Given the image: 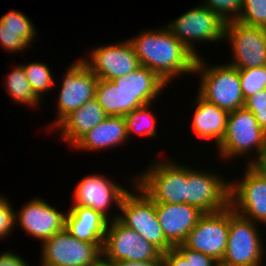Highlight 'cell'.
<instances>
[{"instance_id":"26","label":"cell","mask_w":266,"mask_h":266,"mask_svg":"<svg viewBox=\"0 0 266 266\" xmlns=\"http://www.w3.org/2000/svg\"><path fill=\"white\" fill-rule=\"evenodd\" d=\"M149 108L150 104L144 105L124 116L128 138L134 132L143 137H157L155 129L157 119Z\"/></svg>"},{"instance_id":"10","label":"cell","mask_w":266,"mask_h":266,"mask_svg":"<svg viewBox=\"0 0 266 266\" xmlns=\"http://www.w3.org/2000/svg\"><path fill=\"white\" fill-rule=\"evenodd\" d=\"M186 167L185 203L203 213L224 210L230 206V182L221 175Z\"/></svg>"},{"instance_id":"28","label":"cell","mask_w":266,"mask_h":266,"mask_svg":"<svg viewBox=\"0 0 266 266\" xmlns=\"http://www.w3.org/2000/svg\"><path fill=\"white\" fill-rule=\"evenodd\" d=\"M35 25L23 13L16 10H11L4 14L0 19V30L23 31V40L31 45L37 33Z\"/></svg>"},{"instance_id":"15","label":"cell","mask_w":266,"mask_h":266,"mask_svg":"<svg viewBox=\"0 0 266 266\" xmlns=\"http://www.w3.org/2000/svg\"><path fill=\"white\" fill-rule=\"evenodd\" d=\"M89 60L82 58L98 79L113 80L126 76L140 66L132 44L128 41L93 48Z\"/></svg>"},{"instance_id":"36","label":"cell","mask_w":266,"mask_h":266,"mask_svg":"<svg viewBox=\"0 0 266 266\" xmlns=\"http://www.w3.org/2000/svg\"><path fill=\"white\" fill-rule=\"evenodd\" d=\"M162 258L163 266H190V264L175 248H171L163 253Z\"/></svg>"},{"instance_id":"9","label":"cell","mask_w":266,"mask_h":266,"mask_svg":"<svg viewBox=\"0 0 266 266\" xmlns=\"http://www.w3.org/2000/svg\"><path fill=\"white\" fill-rule=\"evenodd\" d=\"M161 256L162 253L135 230L123 225L118 219L109 221L102 248L105 261L142 262L158 260Z\"/></svg>"},{"instance_id":"22","label":"cell","mask_w":266,"mask_h":266,"mask_svg":"<svg viewBox=\"0 0 266 266\" xmlns=\"http://www.w3.org/2000/svg\"><path fill=\"white\" fill-rule=\"evenodd\" d=\"M107 115L95 100L86 102L80 108L68 114L54 129L62 132L64 142L73 147L86 133L101 123Z\"/></svg>"},{"instance_id":"38","label":"cell","mask_w":266,"mask_h":266,"mask_svg":"<svg viewBox=\"0 0 266 266\" xmlns=\"http://www.w3.org/2000/svg\"><path fill=\"white\" fill-rule=\"evenodd\" d=\"M260 175L266 177V141L257 158L250 164Z\"/></svg>"},{"instance_id":"20","label":"cell","mask_w":266,"mask_h":266,"mask_svg":"<svg viewBox=\"0 0 266 266\" xmlns=\"http://www.w3.org/2000/svg\"><path fill=\"white\" fill-rule=\"evenodd\" d=\"M124 116H107L86 133L74 146L76 150L99 151L122 145L128 140Z\"/></svg>"},{"instance_id":"2","label":"cell","mask_w":266,"mask_h":266,"mask_svg":"<svg viewBox=\"0 0 266 266\" xmlns=\"http://www.w3.org/2000/svg\"><path fill=\"white\" fill-rule=\"evenodd\" d=\"M201 57L196 58L194 73L200 76L198 94L210 103L228 112L245 106L239 79V69L230 65L207 66Z\"/></svg>"},{"instance_id":"8","label":"cell","mask_w":266,"mask_h":266,"mask_svg":"<svg viewBox=\"0 0 266 266\" xmlns=\"http://www.w3.org/2000/svg\"><path fill=\"white\" fill-rule=\"evenodd\" d=\"M41 244L40 266H94L102 258L103 243L78 240L66 229Z\"/></svg>"},{"instance_id":"4","label":"cell","mask_w":266,"mask_h":266,"mask_svg":"<svg viewBox=\"0 0 266 266\" xmlns=\"http://www.w3.org/2000/svg\"><path fill=\"white\" fill-rule=\"evenodd\" d=\"M265 141L266 132L258 125L254 114L244 106L229 112L224 137L216 147L220 157L228 160L236 156H249L255 150V158L251 156L248 159L251 161L246 164L250 165L264 147Z\"/></svg>"},{"instance_id":"13","label":"cell","mask_w":266,"mask_h":266,"mask_svg":"<svg viewBox=\"0 0 266 266\" xmlns=\"http://www.w3.org/2000/svg\"><path fill=\"white\" fill-rule=\"evenodd\" d=\"M229 234V206L224 210L204 213L189 232L183 245L221 261Z\"/></svg>"},{"instance_id":"5","label":"cell","mask_w":266,"mask_h":266,"mask_svg":"<svg viewBox=\"0 0 266 266\" xmlns=\"http://www.w3.org/2000/svg\"><path fill=\"white\" fill-rule=\"evenodd\" d=\"M157 160L148 170L136 175V184L155 202L185 203L186 166Z\"/></svg>"},{"instance_id":"33","label":"cell","mask_w":266,"mask_h":266,"mask_svg":"<svg viewBox=\"0 0 266 266\" xmlns=\"http://www.w3.org/2000/svg\"><path fill=\"white\" fill-rule=\"evenodd\" d=\"M0 45L7 51H24L29 45L23 40V31L0 30Z\"/></svg>"},{"instance_id":"3","label":"cell","mask_w":266,"mask_h":266,"mask_svg":"<svg viewBox=\"0 0 266 266\" xmlns=\"http://www.w3.org/2000/svg\"><path fill=\"white\" fill-rule=\"evenodd\" d=\"M134 177L132 192L128 191L121 202L118 219L123 225L135 230L162 254L173 248L165 239L155 209V202L136 184Z\"/></svg>"},{"instance_id":"25","label":"cell","mask_w":266,"mask_h":266,"mask_svg":"<svg viewBox=\"0 0 266 266\" xmlns=\"http://www.w3.org/2000/svg\"><path fill=\"white\" fill-rule=\"evenodd\" d=\"M6 76V90L14 102L28 105L31 108L39 105L41 99L33 92L21 64L14 66Z\"/></svg>"},{"instance_id":"35","label":"cell","mask_w":266,"mask_h":266,"mask_svg":"<svg viewBox=\"0 0 266 266\" xmlns=\"http://www.w3.org/2000/svg\"><path fill=\"white\" fill-rule=\"evenodd\" d=\"M190 264V266H215L217 262L212 257L186 248L183 244L174 247Z\"/></svg>"},{"instance_id":"18","label":"cell","mask_w":266,"mask_h":266,"mask_svg":"<svg viewBox=\"0 0 266 266\" xmlns=\"http://www.w3.org/2000/svg\"><path fill=\"white\" fill-rule=\"evenodd\" d=\"M155 209L165 239L173 248L184 243L189 232L204 214L186 203H155Z\"/></svg>"},{"instance_id":"7","label":"cell","mask_w":266,"mask_h":266,"mask_svg":"<svg viewBox=\"0 0 266 266\" xmlns=\"http://www.w3.org/2000/svg\"><path fill=\"white\" fill-rule=\"evenodd\" d=\"M226 23L202 3L165 26L196 58L194 42L224 41Z\"/></svg>"},{"instance_id":"42","label":"cell","mask_w":266,"mask_h":266,"mask_svg":"<svg viewBox=\"0 0 266 266\" xmlns=\"http://www.w3.org/2000/svg\"><path fill=\"white\" fill-rule=\"evenodd\" d=\"M6 200L5 197H2L1 194H0V205Z\"/></svg>"},{"instance_id":"12","label":"cell","mask_w":266,"mask_h":266,"mask_svg":"<svg viewBox=\"0 0 266 266\" xmlns=\"http://www.w3.org/2000/svg\"><path fill=\"white\" fill-rule=\"evenodd\" d=\"M58 95L57 120L50 129H54L68 114L80 108L86 102L95 99L98 77L87 67L81 59L75 61L63 76Z\"/></svg>"},{"instance_id":"11","label":"cell","mask_w":266,"mask_h":266,"mask_svg":"<svg viewBox=\"0 0 266 266\" xmlns=\"http://www.w3.org/2000/svg\"><path fill=\"white\" fill-rule=\"evenodd\" d=\"M232 46L233 60L228 64L239 70L266 66V29L238 21L225 25L224 40Z\"/></svg>"},{"instance_id":"24","label":"cell","mask_w":266,"mask_h":266,"mask_svg":"<svg viewBox=\"0 0 266 266\" xmlns=\"http://www.w3.org/2000/svg\"><path fill=\"white\" fill-rule=\"evenodd\" d=\"M95 100L100 104L107 116H125L144 104L136 98L135 93H126L113 81L99 79Z\"/></svg>"},{"instance_id":"1","label":"cell","mask_w":266,"mask_h":266,"mask_svg":"<svg viewBox=\"0 0 266 266\" xmlns=\"http://www.w3.org/2000/svg\"><path fill=\"white\" fill-rule=\"evenodd\" d=\"M128 41L140 65L154 71L166 84L178 75L194 73L196 57L165 25L161 29L142 31Z\"/></svg>"},{"instance_id":"39","label":"cell","mask_w":266,"mask_h":266,"mask_svg":"<svg viewBox=\"0 0 266 266\" xmlns=\"http://www.w3.org/2000/svg\"><path fill=\"white\" fill-rule=\"evenodd\" d=\"M114 264L115 266H163V258L161 256L158 260L142 262L120 260Z\"/></svg>"},{"instance_id":"34","label":"cell","mask_w":266,"mask_h":266,"mask_svg":"<svg viewBox=\"0 0 266 266\" xmlns=\"http://www.w3.org/2000/svg\"><path fill=\"white\" fill-rule=\"evenodd\" d=\"M7 199L0 205V239L11 234L16 227L15 211Z\"/></svg>"},{"instance_id":"31","label":"cell","mask_w":266,"mask_h":266,"mask_svg":"<svg viewBox=\"0 0 266 266\" xmlns=\"http://www.w3.org/2000/svg\"><path fill=\"white\" fill-rule=\"evenodd\" d=\"M243 0H205L203 5L216 13L225 23L237 21Z\"/></svg>"},{"instance_id":"19","label":"cell","mask_w":266,"mask_h":266,"mask_svg":"<svg viewBox=\"0 0 266 266\" xmlns=\"http://www.w3.org/2000/svg\"><path fill=\"white\" fill-rule=\"evenodd\" d=\"M109 220L88 207H71L66 212L65 229L78 240L104 243Z\"/></svg>"},{"instance_id":"27","label":"cell","mask_w":266,"mask_h":266,"mask_svg":"<svg viewBox=\"0 0 266 266\" xmlns=\"http://www.w3.org/2000/svg\"><path fill=\"white\" fill-rule=\"evenodd\" d=\"M22 66L33 92L39 99L42 98L44 92L53 89L56 83H54L53 75L47 64L33 62L22 64Z\"/></svg>"},{"instance_id":"16","label":"cell","mask_w":266,"mask_h":266,"mask_svg":"<svg viewBox=\"0 0 266 266\" xmlns=\"http://www.w3.org/2000/svg\"><path fill=\"white\" fill-rule=\"evenodd\" d=\"M128 191L106 175H87L75 187L73 207L92 208L110 221V217L107 216L108 208L113 205L112 203L120 208L122 199Z\"/></svg>"},{"instance_id":"17","label":"cell","mask_w":266,"mask_h":266,"mask_svg":"<svg viewBox=\"0 0 266 266\" xmlns=\"http://www.w3.org/2000/svg\"><path fill=\"white\" fill-rule=\"evenodd\" d=\"M27 203L15 212V221L26 234L43 242L65 229L66 213L59 212L41 197Z\"/></svg>"},{"instance_id":"6","label":"cell","mask_w":266,"mask_h":266,"mask_svg":"<svg viewBox=\"0 0 266 266\" xmlns=\"http://www.w3.org/2000/svg\"><path fill=\"white\" fill-rule=\"evenodd\" d=\"M257 224L229 206V234L222 262L232 266H261L264 244Z\"/></svg>"},{"instance_id":"40","label":"cell","mask_w":266,"mask_h":266,"mask_svg":"<svg viewBox=\"0 0 266 266\" xmlns=\"http://www.w3.org/2000/svg\"><path fill=\"white\" fill-rule=\"evenodd\" d=\"M94 266H115L114 263H110L101 258Z\"/></svg>"},{"instance_id":"37","label":"cell","mask_w":266,"mask_h":266,"mask_svg":"<svg viewBox=\"0 0 266 266\" xmlns=\"http://www.w3.org/2000/svg\"><path fill=\"white\" fill-rule=\"evenodd\" d=\"M0 266H29L20 255L7 251L0 254Z\"/></svg>"},{"instance_id":"14","label":"cell","mask_w":266,"mask_h":266,"mask_svg":"<svg viewBox=\"0 0 266 266\" xmlns=\"http://www.w3.org/2000/svg\"><path fill=\"white\" fill-rule=\"evenodd\" d=\"M245 166L243 179L230 181V206L243 217L266 224V177Z\"/></svg>"},{"instance_id":"30","label":"cell","mask_w":266,"mask_h":266,"mask_svg":"<svg viewBox=\"0 0 266 266\" xmlns=\"http://www.w3.org/2000/svg\"><path fill=\"white\" fill-rule=\"evenodd\" d=\"M238 22L266 29V0H243Z\"/></svg>"},{"instance_id":"21","label":"cell","mask_w":266,"mask_h":266,"mask_svg":"<svg viewBox=\"0 0 266 266\" xmlns=\"http://www.w3.org/2000/svg\"><path fill=\"white\" fill-rule=\"evenodd\" d=\"M229 112L208 102L199 94L193 115L192 130L201 140L215 141L218 146L224 137Z\"/></svg>"},{"instance_id":"29","label":"cell","mask_w":266,"mask_h":266,"mask_svg":"<svg viewBox=\"0 0 266 266\" xmlns=\"http://www.w3.org/2000/svg\"><path fill=\"white\" fill-rule=\"evenodd\" d=\"M239 79L246 100L251 95L266 89V66L239 70Z\"/></svg>"},{"instance_id":"23","label":"cell","mask_w":266,"mask_h":266,"mask_svg":"<svg viewBox=\"0 0 266 266\" xmlns=\"http://www.w3.org/2000/svg\"><path fill=\"white\" fill-rule=\"evenodd\" d=\"M126 93H135L136 98L144 105L153 104L152 101L161 95L166 84L154 71L144 65H140L135 70L112 80Z\"/></svg>"},{"instance_id":"41","label":"cell","mask_w":266,"mask_h":266,"mask_svg":"<svg viewBox=\"0 0 266 266\" xmlns=\"http://www.w3.org/2000/svg\"><path fill=\"white\" fill-rule=\"evenodd\" d=\"M215 266H232V265H228V264H225L222 261H218V262L215 263Z\"/></svg>"},{"instance_id":"32","label":"cell","mask_w":266,"mask_h":266,"mask_svg":"<svg viewBox=\"0 0 266 266\" xmlns=\"http://www.w3.org/2000/svg\"><path fill=\"white\" fill-rule=\"evenodd\" d=\"M245 107L254 114L258 125L266 132V89L248 97Z\"/></svg>"}]
</instances>
